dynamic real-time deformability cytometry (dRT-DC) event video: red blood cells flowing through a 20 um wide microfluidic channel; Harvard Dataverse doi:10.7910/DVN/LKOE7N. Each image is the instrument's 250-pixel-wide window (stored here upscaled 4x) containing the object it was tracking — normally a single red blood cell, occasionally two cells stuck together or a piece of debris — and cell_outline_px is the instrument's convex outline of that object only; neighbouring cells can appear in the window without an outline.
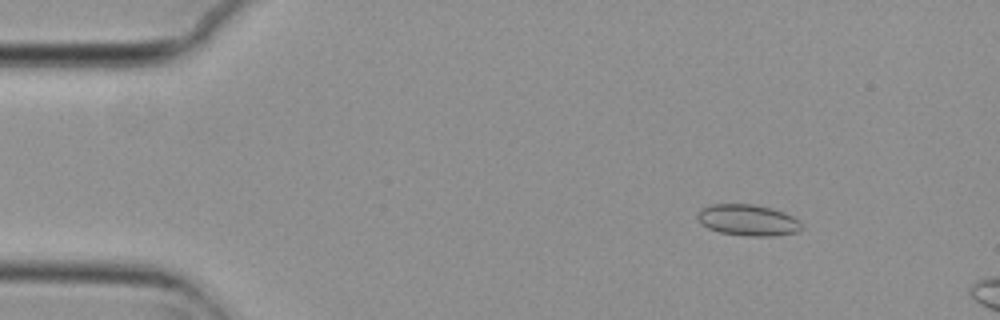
{"species": "common noctule bat (a hibernating species)", "species_latin": "Nyctalus noctula", "temperature_condition": "cold", "stored_images_in_passage": 5, "camera_frame_rate_fps": 3000, "um_per_image_px": 0.085, "animal": {"sex": "female", "body_mass_g": 29.2, "forearm_length_mm": 56.3}, "frame": {"image": 1, "passage_image": 3, "time_ms": 0.667, "image_size_px": [1000, 320], "cell_outline_px": [[804, 228], [796, 232], [776, 236], [748, 236], [720, 232], [708, 228], [700, 224], [696, 216], [700, 208], [712, 204], [752, 204], [772, 208], [784, 212], [800, 220]], "centroid_in_image_um": [63.58, 18.71], "position_along_channel_um": 21.4, "area_um2": 19.19}}